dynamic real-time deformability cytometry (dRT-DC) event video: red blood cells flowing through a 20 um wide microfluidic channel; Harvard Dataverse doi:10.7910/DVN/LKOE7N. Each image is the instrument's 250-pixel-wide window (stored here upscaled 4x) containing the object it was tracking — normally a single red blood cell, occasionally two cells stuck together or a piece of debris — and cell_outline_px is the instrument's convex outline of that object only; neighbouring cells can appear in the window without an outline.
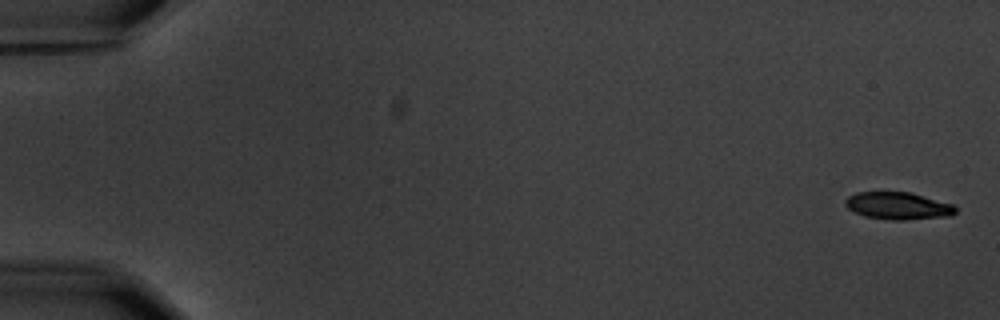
{"species": "common noctule bat (a hibernating species)", "species_latin": "Nyctalus noctula", "temperature_condition": "warm", "stored_images_in_passage": 5, "camera_frame_rate_fps": 3000, "um_per_image_px": 0.085, "animal": {"sex": "male", "body_mass_g": 20.1, "forearm_length_mm": 53.5}, "frame": {"image": 1, "passage_image": 1, "time_ms": 0.0, "image_size_px": [1000, 320], "cell_outline_px": [[956, 212], [952, 216], [904, 220], [888, 220], [864, 216], [848, 208], [844, 204], [844, 200], [848, 196], [856, 192], [912, 192], [952, 204], [956, 208]], "centroid_in_image_um": [76.33, 17.49], "position_along_channel_um": 8.7, "area_um2": 17.69}}
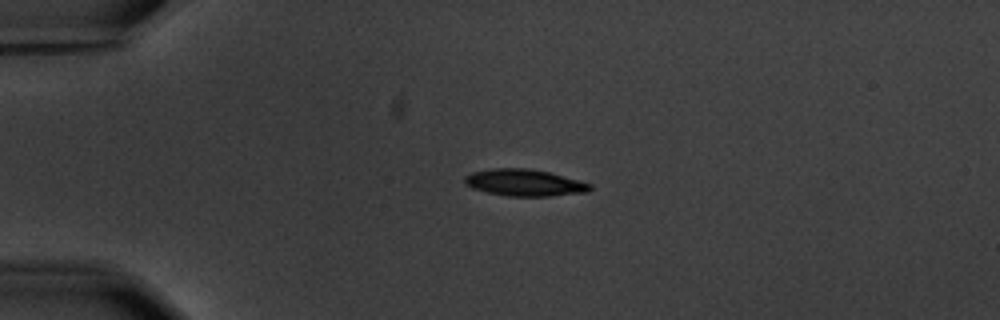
{"frame": {"image": 2, "passage_image": 4, "time_ms": 4.333, "image_size_px": [1000, 320], "cell_outline_px": [[592, 188], [588, 192], [548, 196], [508, 196], [488, 192], [472, 188], [464, 184], [464, 176], [472, 172], [492, 168], [528, 168], [548, 172], [580, 180], [592, 184]], "centroid_in_image_um": [44.58, 15.52], "position_along_channel_um": 40.4, "area_um2": 19.59}}